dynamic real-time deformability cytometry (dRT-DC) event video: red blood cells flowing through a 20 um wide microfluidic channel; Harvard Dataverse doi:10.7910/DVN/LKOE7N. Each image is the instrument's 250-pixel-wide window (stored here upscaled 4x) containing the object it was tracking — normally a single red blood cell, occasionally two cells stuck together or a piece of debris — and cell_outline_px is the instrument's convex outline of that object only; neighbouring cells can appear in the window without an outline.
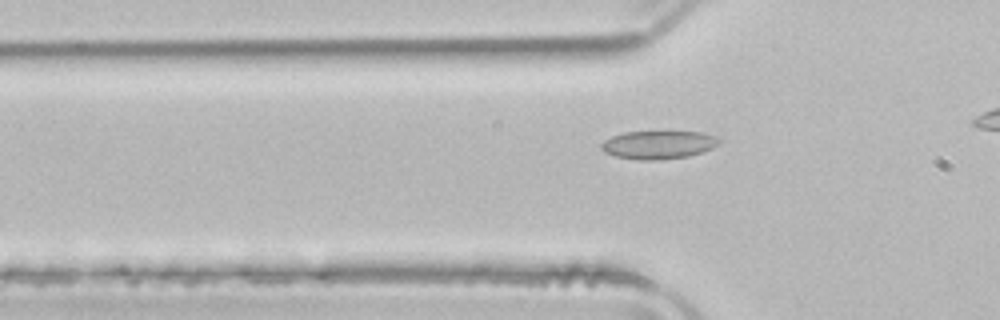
{"species": "common noctule bat (a hibernating species)", "species_latin": "Nyctalus noctula", "temperature_condition": "room temperature", "stored_images_in_passage": 34, "camera_frame_rate_fps": 3000, "um_per_image_px": 0.085, "animal": {"sex": "male", "body_mass_g": 21.5, "forearm_length_mm": 52.0}, "frame": {"image": 1, "passage_image": 8, "time_ms": 2.333, "image_size_px": [1000, 320], "cell_outline_px": [[720, 144], [712, 148], [688, 156], [656, 160], [640, 160], [616, 156], [604, 152], [600, 148], [600, 144], [604, 140], [612, 136], [624, 132], [700, 132], [716, 136], [720, 140]], "centroid_in_image_um": [55.94, 12.3], "position_along_channel_um": 69.9, "area_um2": 19.25}}
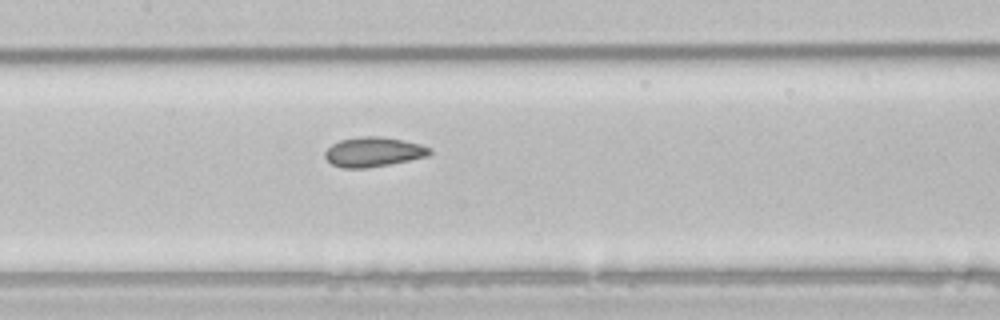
{"frame": {"image": 2, "passage_image": 16, "time_ms": 5.0, "image_size_px": [1000, 320], "cell_outline_px": [[432, 152], [428, 156], [388, 164], [364, 168], [340, 168], [332, 164], [324, 156], [324, 152], [332, 144], [340, 140], [364, 136], [380, 136], [420, 144], [432, 148]], "centroid_in_image_um": [31.72, 12.91], "position_along_channel_um": 175.7, "area_um2": 17.92}}
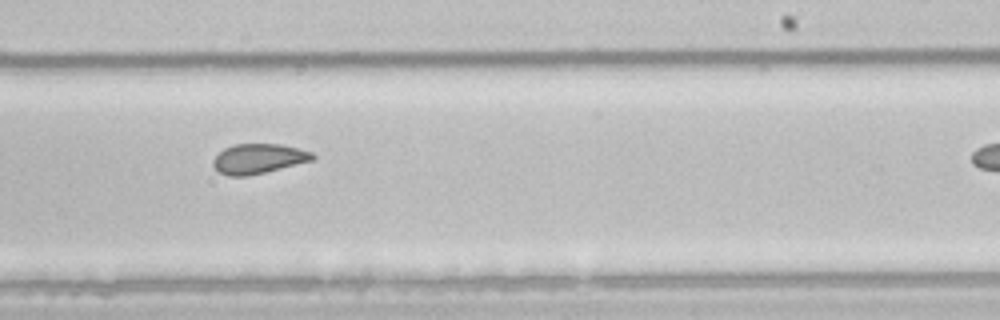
{"frame": {"image": 3, "passage_image": 23, "time_ms": 7.333, "image_size_px": [1000, 320], "cell_outline_px": [[316, 156], [312, 160], [248, 176], [228, 176], [220, 172], [212, 164], [212, 160], [224, 148], [236, 144], [280, 144], [312, 152]], "centroid_in_image_um": [21.94, 13.48], "position_along_channel_um": 267.1, "area_um2": 16.99}}